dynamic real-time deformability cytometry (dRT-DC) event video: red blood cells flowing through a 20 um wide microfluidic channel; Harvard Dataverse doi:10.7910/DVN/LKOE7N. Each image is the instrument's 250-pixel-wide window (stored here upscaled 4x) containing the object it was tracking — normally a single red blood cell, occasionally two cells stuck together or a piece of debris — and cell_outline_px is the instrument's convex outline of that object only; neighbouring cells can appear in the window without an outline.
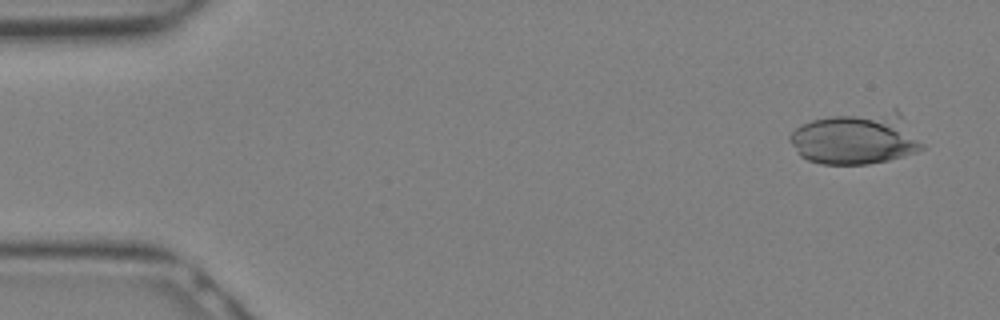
{"species": "Egyptian fruit bat (a non-hibernating species)", "species_latin": "Rousettus aegyptiacus", "temperature_condition": "warm", "stored_images_in_passage": 13, "camera_frame_rate_fps": 3000, "um_per_image_px": 0.085, "animal": {"sex": "female"}, "frame": {"image": 1, "passage_image": 2, "time_ms": 0.333, "image_size_px": [1000, 320], "cell_outline_px": [[924, 148], [916, 152], [888, 160], [868, 164], [820, 164], [808, 160], [800, 156], [796, 152], [788, 140], [788, 136], [796, 128], [812, 120], [828, 116], [856, 116], [892, 124], [924, 144]], "centroid_in_image_um": [72.37, 11.98], "position_along_channel_um": 12.6, "area_um2": 35.32}}